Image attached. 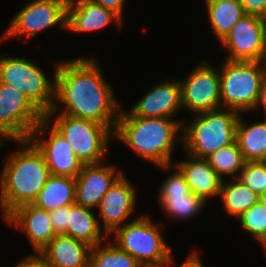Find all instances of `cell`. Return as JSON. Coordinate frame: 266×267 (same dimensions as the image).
I'll use <instances>...</instances> for the list:
<instances>
[{"mask_svg": "<svg viewBox=\"0 0 266 267\" xmlns=\"http://www.w3.org/2000/svg\"><path fill=\"white\" fill-rule=\"evenodd\" d=\"M89 267H143L115 244L101 243L91 247Z\"/></svg>", "mask_w": 266, "mask_h": 267, "instance_id": "cell-27", "label": "cell"}, {"mask_svg": "<svg viewBox=\"0 0 266 267\" xmlns=\"http://www.w3.org/2000/svg\"><path fill=\"white\" fill-rule=\"evenodd\" d=\"M183 124L170 118L137 117L120 109L114 137L144 160L165 166L173 164L171 156Z\"/></svg>", "mask_w": 266, "mask_h": 267, "instance_id": "cell-3", "label": "cell"}, {"mask_svg": "<svg viewBox=\"0 0 266 267\" xmlns=\"http://www.w3.org/2000/svg\"><path fill=\"white\" fill-rule=\"evenodd\" d=\"M159 203L168 215L179 218L189 219L196 216L197 213L207 204L202 198L190 192L188 195L158 196Z\"/></svg>", "mask_w": 266, "mask_h": 267, "instance_id": "cell-28", "label": "cell"}, {"mask_svg": "<svg viewBox=\"0 0 266 267\" xmlns=\"http://www.w3.org/2000/svg\"><path fill=\"white\" fill-rule=\"evenodd\" d=\"M240 113L236 126V141L243 158L248 161H266V117L249 125Z\"/></svg>", "mask_w": 266, "mask_h": 267, "instance_id": "cell-22", "label": "cell"}, {"mask_svg": "<svg viewBox=\"0 0 266 267\" xmlns=\"http://www.w3.org/2000/svg\"><path fill=\"white\" fill-rule=\"evenodd\" d=\"M14 267H51L50 264L39 254L33 253L25 256L24 259L18 262Z\"/></svg>", "mask_w": 266, "mask_h": 267, "instance_id": "cell-34", "label": "cell"}, {"mask_svg": "<svg viewBox=\"0 0 266 267\" xmlns=\"http://www.w3.org/2000/svg\"><path fill=\"white\" fill-rule=\"evenodd\" d=\"M70 144L83 164H98L105 160L114 131L92 119H79L57 113L52 126Z\"/></svg>", "mask_w": 266, "mask_h": 267, "instance_id": "cell-8", "label": "cell"}, {"mask_svg": "<svg viewBox=\"0 0 266 267\" xmlns=\"http://www.w3.org/2000/svg\"><path fill=\"white\" fill-rule=\"evenodd\" d=\"M110 238L120 250L127 252L143 267H164L172 254V248L165 243L159 227L142 215L126 222L116 229Z\"/></svg>", "mask_w": 266, "mask_h": 267, "instance_id": "cell-6", "label": "cell"}, {"mask_svg": "<svg viewBox=\"0 0 266 267\" xmlns=\"http://www.w3.org/2000/svg\"><path fill=\"white\" fill-rule=\"evenodd\" d=\"M186 155L189 157L186 161L175 162L173 166L184 176L190 191L206 203L209 198L218 197L223 182L220 176L205 158Z\"/></svg>", "mask_w": 266, "mask_h": 267, "instance_id": "cell-19", "label": "cell"}, {"mask_svg": "<svg viewBox=\"0 0 266 267\" xmlns=\"http://www.w3.org/2000/svg\"><path fill=\"white\" fill-rule=\"evenodd\" d=\"M115 165L83 164L76 180L75 203L90 209L97 208L102 197L123 175Z\"/></svg>", "mask_w": 266, "mask_h": 267, "instance_id": "cell-14", "label": "cell"}, {"mask_svg": "<svg viewBox=\"0 0 266 267\" xmlns=\"http://www.w3.org/2000/svg\"><path fill=\"white\" fill-rule=\"evenodd\" d=\"M259 18L266 25V4H265L264 10L261 13V15L259 16Z\"/></svg>", "mask_w": 266, "mask_h": 267, "instance_id": "cell-39", "label": "cell"}, {"mask_svg": "<svg viewBox=\"0 0 266 267\" xmlns=\"http://www.w3.org/2000/svg\"><path fill=\"white\" fill-rule=\"evenodd\" d=\"M11 153L0 174V208L6 218L17 207L33 203L50 177L43 154L28 140Z\"/></svg>", "mask_w": 266, "mask_h": 267, "instance_id": "cell-2", "label": "cell"}, {"mask_svg": "<svg viewBox=\"0 0 266 267\" xmlns=\"http://www.w3.org/2000/svg\"><path fill=\"white\" fill-rule=\"evenodd\" d=\"M262 108L266 116V70L262 79L261 94L256 109Z\"/></svg>", "mask_w": 266, "mask_h": 267, "instance_id": "cell-37", "label": "cell"}, {"mask_svg": "<svg viewBox=\"0 0 266 267\" xmlns=\"http://www.w3.org/2000/svg\"><path fill=\"white\" fill-rule=\"evenodd\" d=\"M160 168L170 171L174 170L175 172L170 174V176L162 182L158 196L188 195L191 192L184 176L173 164L160 166Z\"/></svg>", "mask_w": 266, "mask_h": 267, "instance_id": "cell-31", "label": "cell"}, {"mask_svg": "<svg viewBox=\"0 0 266 267\" xmlns=\"http://www.w3.org/2000/svg\"><path fill=\"white\" fill-rule=\"evenodd\" d=\"M98 5H101L105 9H109L117 14L121 19L123 13L124 0H90Z\"/></svg>", "mask_w": 266, "mask_h": 267, "instance_id": "cell-35", "label": "cell"}, {"mask_svg": "<svg viewBox=\"0 0 266 267\" xmlns=\"http://www.w3.org/2000/svg\"><path fill=\"white\" fill-rule=\"evenodd\" d=\"M263 64H264V66L266 68V51H265V56H264V59H263Z\"/></svg>", "mask_w": 266, "mask_h": 267, "instance_id": "cell-41", "label": "cell"}, {"mask_svg": "<svg viewBox=\"0 0 266 267\" xmlns=\"http://www.w3.org/2000/svg\"><path fill=\"white\" fill-rule=\"evenodd\" d=\"M210 26L219 41L245 15L240 0H205Z\"/></svg>", "mask_w": 266, "mask_h": 267, "instance_id": "cell-24", "label": "cell"}, {"mask_svg": "<svg viewBox=\"0 0 266 267\" xmlns=\"http://www.w3.org/2000/svg\"><path fill=\"white\" fill-rule=\"evenodd\" d=\"M100 69L93 58L59 62L55 74L54 107L44 119L51 121L60 103L65 106L60 114L92 119L115 131L121 107L114 97L112 85L106 82Z\"/></svg>", "mask_w": 266, "mask_h": 267, "instance_id": "cell-1", "label": "cell"}, {"mask_svg": "<svg viewBox=\"0 0 266 267\" xmlns=\"http://www.w3.org/2000/svg\"><path fill=\"white\" fill-rule=\"evenodd\" d=\"M181 109L183 110L179 80H166L147 91L130 112L137 117L173 119Z\"/></svg>", "mask_w": 266, "mask_h": 267, "instance_id": "cell-16", "label": "cell"}, {"mask_svg": "<svg viewBox=\"0 0 266 267\" xmlns=\"http://www.w3.org/2000/svg\"><path fill=\"white\" fill-rule=\"evenodd\" d=\"M239 115L238 111L227 108L196 114L189 125L182 126L179 140H182L185 152L196 158H206L234 143Z\"/></svg>", "mask_w": 266, "mask_h": 267, "instance_id": "cell-4", "label": "cell"}, {"mask_svg": "<svg viewBox=\"0 0 266 267\" xmlns=\"http://www.w3.org/2000/svg\"><path fill=\"white\" fill-rule=\"evenodd\" d=\"M91 210L93 209L80 206L76 203L70 205L67 235L73 237L74 239L83 241L93 247L104 243L103 239H109V237L100 228L102 227L100 225L101 223H99L100 220Z\"/></svg>", "mask_w": 266, "mask_h": 267, "instance_id": "cell-21", "label": "cell"}, {"mask_svg": "<svg viewBox=\"0 0 266 267\" xmlns=\"http://www.w3.org/2000/svg\"><path fill=\"white\" fill-rule=\"evenodd\" d=\"M259 196L266 192V161H248L236 178Z\"/></svg>", "mask_w": 266, "mask_h": 267, "instance_id": "cell-29", "label": "cell"}, {"mask_svg": "<svg viewBox=\"0 0 266 267\" xmlns=\"http://www.w3.org/2000/svg\"><path fill=\"white\" fill-rule=\"evenodd\" d=\"M202 260L200 259L199 255L194 251L192 254H190L187 259L181 263L179 267H205L203 263L201 262ZM174 259L172 254L169 257V260L167 263L164 265V267H168L169 265H173Z\"/></svg>", "mask_w": 266, "mask_h": 267, "instance_id": "cell-36", "label": "cell"}, {"mask_svg": "<svg viewBox=\"0 0 266 267\" xmlns=\"http://www.w3.org/2000/svg\"><path fill=\"white\" fill-rule=\"evenodd\" d=\"M258 202L266 208V192L259 196Z\"/></svg>", "mask_w": 266, "mask_h": 267, "instance_id": "cell-38", "label": "cell"}, {"mask_svg": "<svg viewBox=\"0 0 266 267\" xmlns=\"http://www.w3.org/2000/svg\"><path fill=\"white\" fill-rule=\"evenodd\" d=\"M244 231L258 242L266 235V208L257 202L238 218Z\"/></svg>", "mask_w": 266, "mask_h": 267, "instance_id": "cell-30", "label": "cell"}, {"mask_svg": "<svg viewBox=\"0 0 266 267\" xmlns=\"http://www.w3.org/2000/svg\"><path fill=\"white\" fill-rule=\"evenodd\" d=\"M68 2L69 0H33L13 17L0 40L22 35L34 38L41 31L58 24L67 30Z\"/></svg>", "mask_w": 266, "mask_h": 267, "instance_id": "cell-10", "label": "cell"}, {"mask_svg": "<svg viewBox=\"0 0 266 267\" xmlns=\"http://www.w3.org/2000/svg\"><path fill=\"white\" fill-rule=\"evenodd\" d=\"M49 80L34 61L20 57L0 56V82L15 86L22 91L31 103L43 114L50 112L55 103V74Z\"/></svg>", "mask_w": 266, "mask_h": 267, "instance_id": "cell-7", "label": "cell"}, {"mask_svg": "<svg viewBox=\"0 0 266 267\" xmlns=\"http://www.w3.org/2000/svg\"><path fill=\"white\" fill-rule=\"evenodd\" d=\"M224 180L219 194L222 205L227 214L239 218L259 201V195L240 183L236 178H231L228 180L229 182H224Z\"/></svg>", "mask_w": 266, "mask_h": 267, "instance_id": "cell-25", "label": "cell"}, {"mask_svg": "<svg viewBox=\"0 0 266 267\" xmlns=\"http://www.w3.org/2000/svg\"><path fill=\"white\" fill-rule=\"evenodd\" d=\"M50 221L56 235H67L68 215L70 206H63L49 211Z\"/></svg>", "mask_w": 266, "mask_h": 267, "instance_id": "cell-32", "label": "cell"}, {"mask_svg": "<svg viewBox=\"0 0 266 267\" xmlns=\"http://www.w3.org/2000/svg\"><path fill=\"white\" fill-rule=\"evenodd\" d=\"M49 124V121L43 119L35 127L29 140L43 154L51 175L76 178L81 171L83 163L76 157L68 141L53 127L50 128V135L47 139L40 140L38 138L41 133L49 128Z\"/></svg>", "mask_w": 266, "mask_h": 267, "instance_id": "cell-13", "label": "cell"}, {"mask_svg": "<svg viewBox=\"0 0 266 267\" xmlns=\"http://www.w3.org/2000/svg\"><path fill=\"white\" fill-rule=\"evenodd\" d=\"M136 195L135 187L123 174L102 197L97 208L103 224L101 229L108 237L124 226L125 220L135 211Z\"/></svg>", "mask_w": 266, "mask_h": 267, "instance_id": "cell-15", "label": "cell"}, {"mask_svg": "<svg viewBox=\"0 0 266 267\" xmlns=\"http://www.w3.org/2000/svg\"><path fill=\"white\" fill-rule=\"evenodd\" d=\"M243 11L248 15L260 16L264 10L266 0H240Z\"/></svg>", "mask_w": 266, "mask_h": 267, "instance_id": "cell-33", "label": "cell"}, {"mask_svg": "<svg viewBox=\"0 0 266 267\" xmlns=\"http://www.w3.org/2000/svg\"><path fill=\"white\" fill-rule=\"evenodd\" d=\"M209 64L201 61L185 80L179 81L182 107L195 115L222 108L219 69Z\"/></svg>", "mask_w": 266, "mask_h": 267, "instance_id": "cell-11", "label": "cell"}, {"mask_svg": "<svg viewBox=\"0 0 266 267\" xmlns=\"http://www.w3.org/2000/svg\"><path fill=\"white\" fill-rule=\"evenodd\" d=\"M222 64L219 71L222 107L239 113L255 110L266 70L263 61L225 59Z\"/></svg>", "mask_w": 266, "mask_h": 267, "instance_id": "cell-5", "label": "cell"}, {"mask_svg": "<svg viewBox=\"0 0 266 267\" xmlns=\"http://www.w3.org/2000/svg\"><path fill=\"white\" fill-rule=\"evenodd\" d=\"M76 180L70 176L50 175L32 204L51 211L75 204Z\"/></svg>", "mask_w": 266, "mask_h": 267, "instance_id": "cell-23", "label": "cell"}, {"mask_svg": "<svg viewBox=\"0 0 266 267\" xmlns=\"http://www.w3.org/2000/svg\"><path fill=\"white\" fill-rule=\"evenodd\" d=\"M228 49L227 60L263 61L266 51V25L259 16L245 14L221 41Z\"/></svg>", "mask_w": 266, "mask_h": 267, "instance_id": "cell-12", "label": "cell"}, {"mask_svg": "<svg viewBox=\"0 0 266 267\" xmlns=\"http://www.w3.org/2000/svg\"><path fill=\"white\" fill-rule=\"evenodd\" d=\"M44 115L15 86L0 82V137L28 140Z\"/></svg>", "mask_w": 266, "mask_h": 267, "instance_id": "cell-9", "label": "cell"}, {"mask_svg": "<svg viewBox=\"0 0 266 267\" xmlns=\"http://www.w3.org/2000/svg\"><path fill=\"white\" fill-rule=\"evenodd\" d=\"M205 159L222 180L226 175L232 176V179L237 178L246 162L237 141L229 146L221 147Z\"/></svg>", "mask_w": 266, "mask_h": 267, "instance_id": "cell-26", "label": "cell"}, {"mask_svg": "<svg viewBox=\"0 0 266 267\" xmlns=\"http://www.w3.org/2000/svg\"><path fill=\"white\" fill-rule=\"evenodd\" d=\"M260 244L264 247L266 250V235L263 237V239L260 241Z\"/></svg>", "mask_w": 266, "mask_h": 267, "instance_id": "cell-40", "label": "cell"}, {"mask_svg": "<svg viewBox=\"0 0 266 267\" xmlns=\"http://www.w3.org/2000/svg\"><path fill=\"white\" fill-rule=\"evenodd\" d=\"M5 221L25 231L30 245L35 250L34 253H40L56 236L49 211L32 203L17 207L5 218Z\"/></svg>", "mask_w": 266, "mask_h": 267, "instance_id": "cell-17", "label": "cell"}, {"mask_svg": "<svg viewBox=\"0 0 266 267\" xmlns=\"http://www.w3.org/2000/svg\"><path fill=\"white\" fill-rule=\"evenodd\" d=\"M115 22L120 27L122 19L109 9L90 0H69L67 6V30L89 33L101 30Z\"/></svg>", "mask_w": 266, "mask_h": 267, "instance_id": "cell-18", "label": "cell"}, {"mask_svg": "<svg viewBox=\"0 0 266 267\" xmlns=\"http://www.w3.org/2000/svg\"><path fill=\"white\" fill-rule=\"evenodd\" d=\"M91 246L63 234L56 235L39 253L51 267H89Z\"/></svg>", "mask_w": 266, "mask_h": 267, "instance_id": "cell-20", "label": "cell"}]
</instances>
